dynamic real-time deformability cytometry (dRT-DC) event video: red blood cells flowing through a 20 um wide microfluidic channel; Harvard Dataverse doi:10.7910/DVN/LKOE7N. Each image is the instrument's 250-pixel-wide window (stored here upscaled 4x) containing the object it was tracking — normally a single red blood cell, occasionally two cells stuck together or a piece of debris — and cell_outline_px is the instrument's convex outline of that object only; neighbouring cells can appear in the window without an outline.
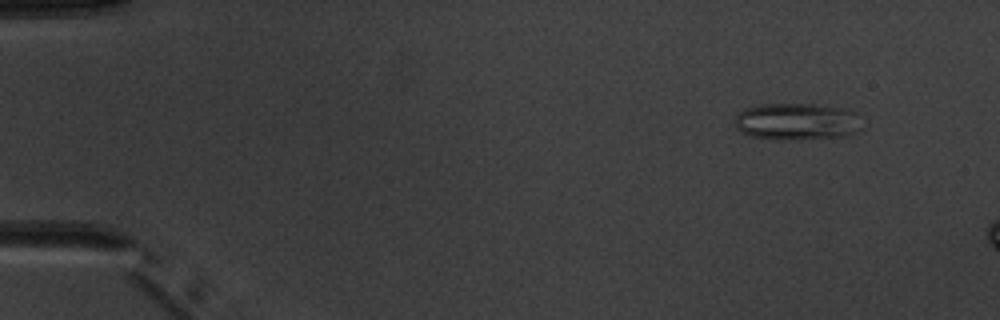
{"species": "common noctule bat (a hibernating species)", "species_latin": "Nyctalus noctula", "temperature_condition": "warm", "stored_images_in_passage": 4, "camera_frame_rate_fps": 3000, "um_per_image_px": 0.085, "animal": {"sex": "male", "body_mass_g": 20.1, "forearm_length_mm": 53.5}, "frame": {"image": 1, "passage_image": 2, "time_ms": 1.333, "image_size_px": [1000, 320], "cell_outline_px": [[860, 128], [844, 136], [788, 140], [776, 140], [752, 136], [736, 128], [736, 112], [760, 104], [816, 104], [840, 108], [856, 112]], "centroid_in_image_um": [67.68, 10.33], "position_along_channel_um": 17.3, "area_um2": 27.05}}